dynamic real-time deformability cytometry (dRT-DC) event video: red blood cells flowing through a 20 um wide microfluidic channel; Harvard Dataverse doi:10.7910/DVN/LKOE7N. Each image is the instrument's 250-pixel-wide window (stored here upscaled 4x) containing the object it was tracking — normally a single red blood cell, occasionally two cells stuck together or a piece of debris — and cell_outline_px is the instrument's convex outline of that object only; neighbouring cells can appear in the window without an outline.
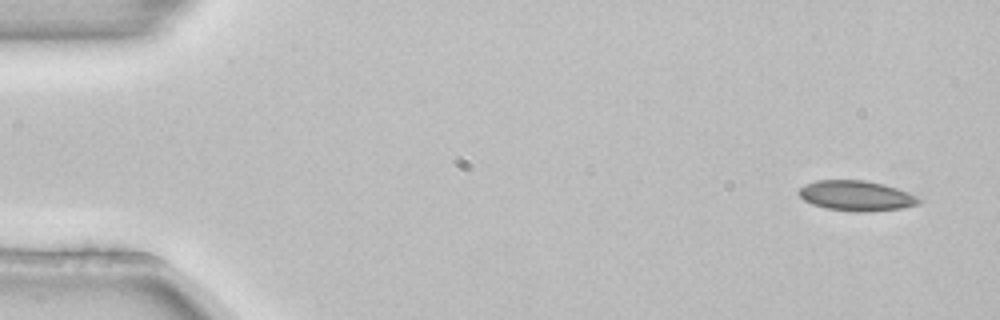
{"species": "common noctule bat (a hibernating species)", "species_latin": "Nyctalus noctula", "temperature_condition": "room temperature", "stored_images_in_passage": 5, "segment_of_instrument_passage": [2, 2], "camera_frame_rate_fps": 3000, "um_per_image_px": 0.085, "animal": {"sex": "female", "body_mass_g": 22.7, "forearm_length_mm": 54.2}, "frame": {"image": 1, "passage_image": 5, "time_ms": 1.333, "image_size_px": [1000, 320], "cell_outline_px": [[924, 200], [920, 204], [900, 208], [868, 212], [856, 212], [828, 208], [812, 204], [804, 200], [800, 196], [800, 188], [816, 180], [864, 180], [884, 184], [908, 192]], "centroid_in_image_um": [72.84, 16.64], "position_along_channel_um": 12.2, "area_um2": 20.98}}